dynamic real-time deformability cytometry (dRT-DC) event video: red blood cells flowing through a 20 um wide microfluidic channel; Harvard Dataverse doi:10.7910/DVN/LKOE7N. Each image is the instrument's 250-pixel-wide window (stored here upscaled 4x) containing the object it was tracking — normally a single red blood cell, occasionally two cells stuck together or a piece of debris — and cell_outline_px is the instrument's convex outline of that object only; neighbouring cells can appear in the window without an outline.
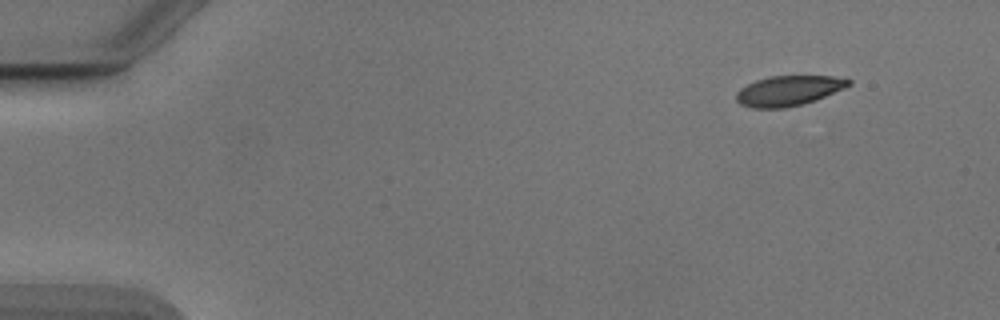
{"species": "Egyptian fruit bat (a non-hibernating species)", "species_latin": "Rousettus aegyptiacus", "temperature_condition": "cold", "stored_images_in_passage": 49, "camera_frame_rate_fps": 3000, "um_per_image_px": 0.085, "animal": {"sex": "male"}, "frame": {"image": 1, "passage_image": 1, "time_ms": 0.0, "image_size_px": [1000, 320], "cell_outline_px": [[852, 84], [844, 88], [816, 100], [804, 104], [784, 108], [752, 108], [740, 104], [736, 100], [736, 92], [740, 88], [756, 80], [768, 76], [832, 76], [852, 80]], "centroid_in_image_um": [67.02, 7.71], "position_along_channel_um": 18.0, "area_um2": 19.77}}
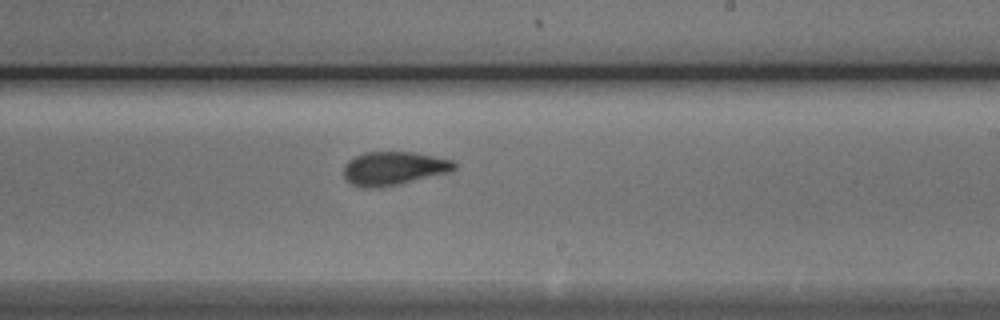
{"frame": {"image": 2, "passage_image": 28, "time_ms": 9.0, "image_size_px": [1000, 320], "cell_outline_px": [[456, 168], [448, 172], [396, 184], [372, 188], [364, 188], [352, 184], [344, 176], [344, 164], [348, 160], [364, 152], [416, 152], [452, 160], [456, 164]], "centroid_in_image_um": [33.44, 14.29], "position_along_channel_um": 255.6, "area_um2": 21.27}}
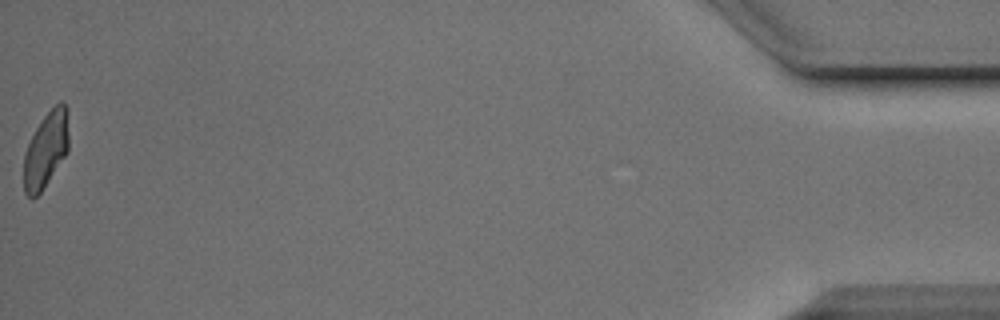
{"frame": {"image": 3, "passage_image": 49, "time_ms": 16.0, "image_size_px": [1000, 320], "cell_outline_px": [[68, 152], [40, 192], [32, 200], [24, 192], [24, 152], [36, 128], [44, 116], [60, 100], [68, 108]], "centroid_in_image_um": [3.91, 12.71], "position_along_channel_um": 431.3, "area_um2": 19.77}, "authors_computed_cell_mechanics": {"area_um2": 21.2704, "velocity_mm_per_s": 3.8749, "shape_relaxation_time_tau1_ms": 4.9949, "shape_relaxation_time_tau2_ms": 1.0615, "deformation_change_tau1": 0.1625, "deformation_change_tau2": 0.0617}}